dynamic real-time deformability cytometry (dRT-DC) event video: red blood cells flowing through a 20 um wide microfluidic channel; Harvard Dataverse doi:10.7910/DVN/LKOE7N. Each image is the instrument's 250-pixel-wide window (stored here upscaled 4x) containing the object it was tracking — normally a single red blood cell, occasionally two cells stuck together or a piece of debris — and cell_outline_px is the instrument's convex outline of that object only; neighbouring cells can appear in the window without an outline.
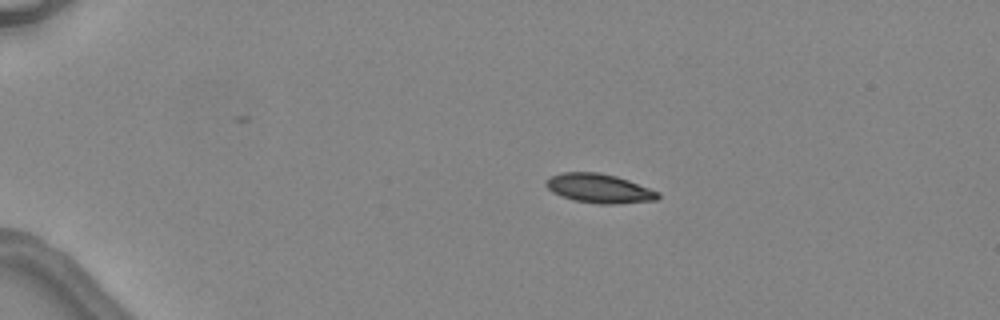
{"species": "common noctule bat (a hibernating species)", "species_latin": "Nyctalus noctula", "temperature_condition": "warm", "stored_images_in_passage": 3, "camera_frame_rate_fps": 3000, "um_per_image_px": 0.085, "animal": {"sex": "female", "body_mass_g": 24.6, "forearm_length_mm": 56.2}, "frame": {"image": 1, "passage_image": 1, "time_ms": 0.0, "image_size_px": [1000, 320], "cell_outline_px": [[660, 196], [656, 200], [616, 204], [600, 204], [572, 200], [552, 192], [544, 184], [544, 180], [560, 172], [600, 172], [616, 176], [628, 180], [660, 192]], "centroid_in_image_um": [50.91, 16.01], "position_along_channel_um": 34.1, "area_um2": 19.13}}